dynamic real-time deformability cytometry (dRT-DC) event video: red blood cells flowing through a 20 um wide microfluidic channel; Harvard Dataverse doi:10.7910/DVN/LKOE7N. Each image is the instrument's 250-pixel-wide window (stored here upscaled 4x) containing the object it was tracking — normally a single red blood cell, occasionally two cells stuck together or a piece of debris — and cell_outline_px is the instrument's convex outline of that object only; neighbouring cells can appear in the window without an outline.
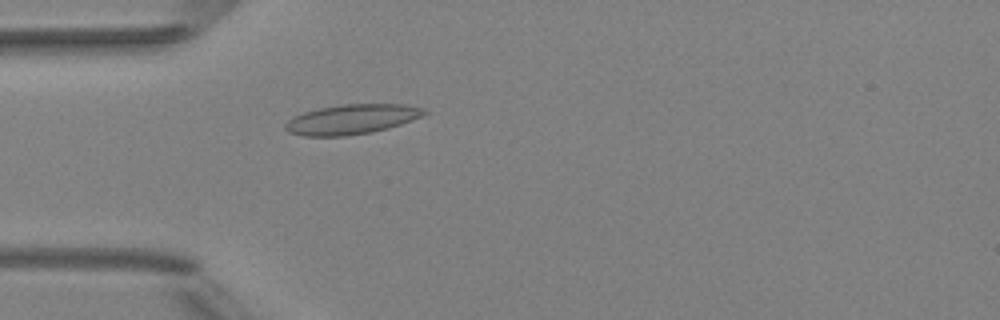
{"species": "Egyptian fruit bat (a non-hibernating species)", "species_latin": "Rousettus aegyptiacus", "temperature_condition": "room temperature", "stored_images_in_passage": 5, "camera_frame_rate_fps": 3000, "um_per_image_px": 0.085, "animal": {"sex": "female"}, "frame": {"image": 1, "passage_image": 5, "time_ms": 4.333, "image_size_px": [1000, 320], "cell_outline_px": [[428, 112], [412, 120], [388, 128], [372, 132], [344, 136], [304, 136], [288, 132], [284, 128], [284, 124], [288, 120], [304, 112], [320, 108], [344, 104], [404, 104], [424, 108]], "centroid_in_image_um": [29.89, 10.14], "position_along_channel_um": 55.1, "area_um2": 23.99}}